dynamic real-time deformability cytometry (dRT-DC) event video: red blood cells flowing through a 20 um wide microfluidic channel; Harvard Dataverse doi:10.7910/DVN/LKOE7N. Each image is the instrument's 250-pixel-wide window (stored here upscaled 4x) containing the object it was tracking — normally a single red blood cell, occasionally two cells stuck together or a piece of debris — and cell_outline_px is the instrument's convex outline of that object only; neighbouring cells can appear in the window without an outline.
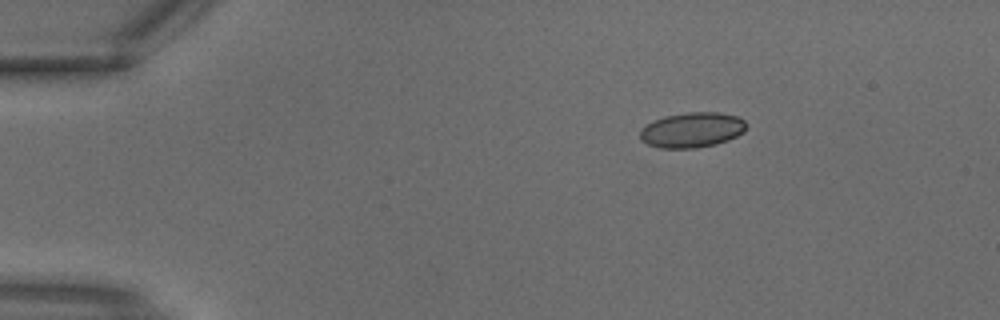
{"species": "common noctule bat (a hibernating species)", "species_latin": "Nyctalus noctula", "temperature_condition": "warm", "stored_images_in_passage": 2, "camera_frame_rate_fps": 3000, "um_per_image_px": 0.085, "animal": {"sex": "male", "body_mass_g": 18.8}, "frame": {"image": 1, "passage_image": 1, "time_ms": 0.0, "image_size_px": [1000, 320], "cell_outline_px": [[748, 124], [744, 132], [728, 140], [716, 144], [696, 148], [660, 148], [648, 144], [640, 140], [640, 128], [652, 120], [664, 116], [688, 112], [716, 112], [736, 116], [744, 120]], "centroid_in_image_um": [58.8, 11.04], "position_along_channel_um": 26.2, "area_um2": 21.96}}